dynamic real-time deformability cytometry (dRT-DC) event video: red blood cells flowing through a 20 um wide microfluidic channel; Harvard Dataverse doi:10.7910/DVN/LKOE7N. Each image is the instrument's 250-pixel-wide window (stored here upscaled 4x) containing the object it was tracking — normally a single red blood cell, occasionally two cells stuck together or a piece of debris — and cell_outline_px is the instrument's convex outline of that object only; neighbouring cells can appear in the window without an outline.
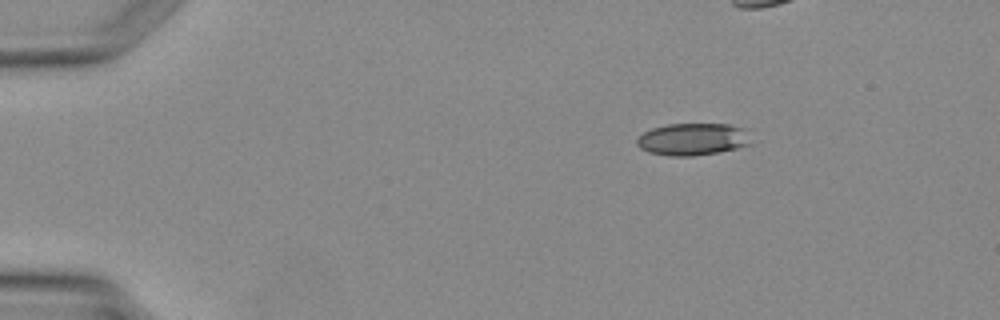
{"species": "Egyptian fruit bat (a non-hibernating species)", "species_latin": "Rousettus aegyptiacus", "temperature_condition": "warm", "stored_images_in_passage": 4, "camera_frame_rate_fps": 3000, "um_per_image_px": 0.085, "animal": {"sex": "female"}, "frame": {"image": 1, "passage_image": 1, "time_ms": 0.0, "image_size_px": [1000, 320], "cell_outline_px": [[752, 144], [736, 148], [716, 152], [692, 156], [668, 156], [648, 152], [640, 148], [636, 144], [636, 140], [644, 132], [652, 128], [668, 124], [728, 124], [744, 128]], "centroid_in_image_um": [58.86, 11.83], "position_along_channel_um": 26.1, "area_um2": 21.33}}
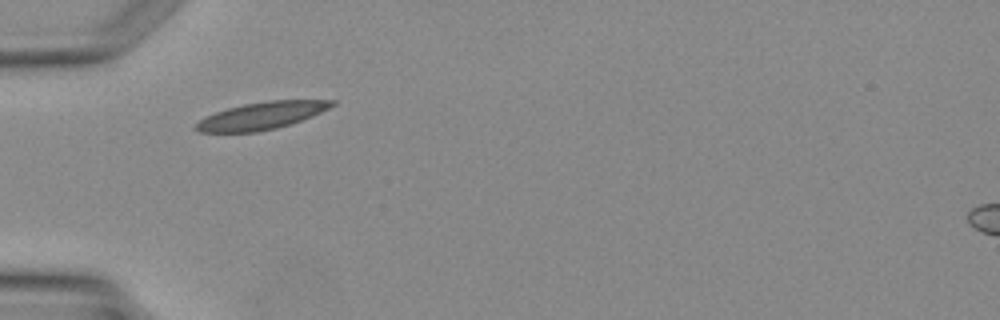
{"frame": {"image": 2, "passage_image": 3, "time_ms": 3.333, "image_size_px": [1000, 320], "cell_outline_px": [[336, 104], [312, 116], [276, 128], [256, 132], [196, 132], [192, 128], [204, 116], [228, 108], [244, 104], [268, 100], [336, 100]], "centroid_in_image_um": [22.19, 9.83], "position_along_channel_um": 62.8, "area_um2": 21.5}}
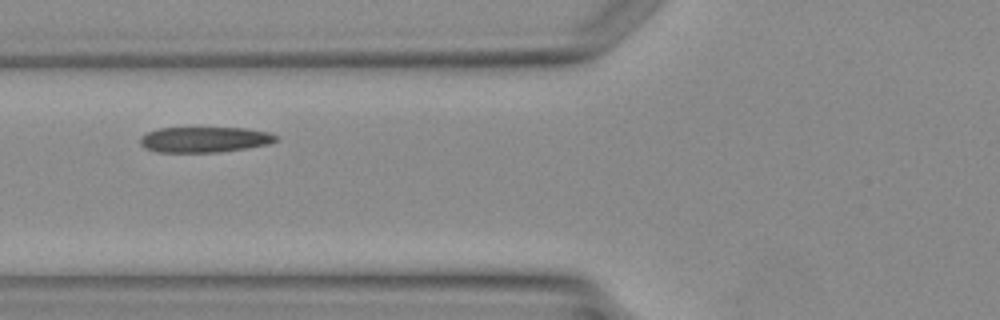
{"frame": {"image": 3, "passage_image": 4, "time_ms": 4.333, "image_size_px": [1000, 320], "cell_outline_px": [[280, 140], [268, 144], [220, 152], [156, 152], [144, 148], [140, 144], [140, 136], [148, 132], [160, 128], [248, 128], [268, 132], [280, 136]], "centroid_in_image_um": [17.4, 11.86], "position_along_channel_um": 108.4, "area_um2": 20.35}}